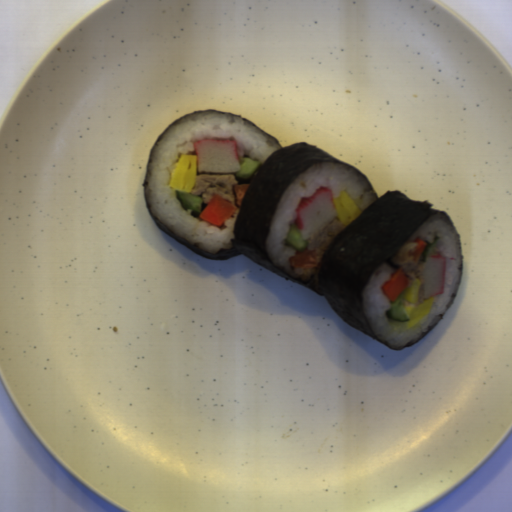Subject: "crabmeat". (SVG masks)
Wrapping results in <instances>:
<instances>
[{
  "instance_id": "crabmeat-1",
  "label": "crabmeat",
  "mask_w": 512,
  "mask_h": 512,
  "mask_svg": "<svg viewBox=\"0 0 512 512\" xmlns=\"http://www.w3.org/2000/svg\"><path fill=\"white\" fill-rule=\"evenodd\" d=\"M294 211L299 231L305 239L338 218L332 189L326 186L318 187L311 196L302 197Z\"/></svg>"
},
{
  "instance_id": "crabmeat-2",
  "label": "crabmeat",
  "mask_w": 512,
  "mask_h": 512,
  "mask_svg": "<svg viewBox=\"0 0 512 512\" xmlns=\"http://www.w3.org/2000/svg\"><path fill=\"white\" fill-rule=\"evenodd\" d=\"M197 173L234 174L239 172L236 141L202 139L195 142Z\"/></svg>"
},
{
  "instance_id": "crabmeat-3",
  "label": "crabmeat",
  "mask_w": 512,
  "mask_h": 512,
  "mask_svg": "<svg viewBox=\"0 0 512 512\" xmlns=\"http://www.w3.org/2000/svg\"><path fill=\"white\" fill-rule=\"evenodd\" d=\"M447 257L431 255L423 263L422 294L424 298L444 293Z\"/></svg>"
}]
</instances>
